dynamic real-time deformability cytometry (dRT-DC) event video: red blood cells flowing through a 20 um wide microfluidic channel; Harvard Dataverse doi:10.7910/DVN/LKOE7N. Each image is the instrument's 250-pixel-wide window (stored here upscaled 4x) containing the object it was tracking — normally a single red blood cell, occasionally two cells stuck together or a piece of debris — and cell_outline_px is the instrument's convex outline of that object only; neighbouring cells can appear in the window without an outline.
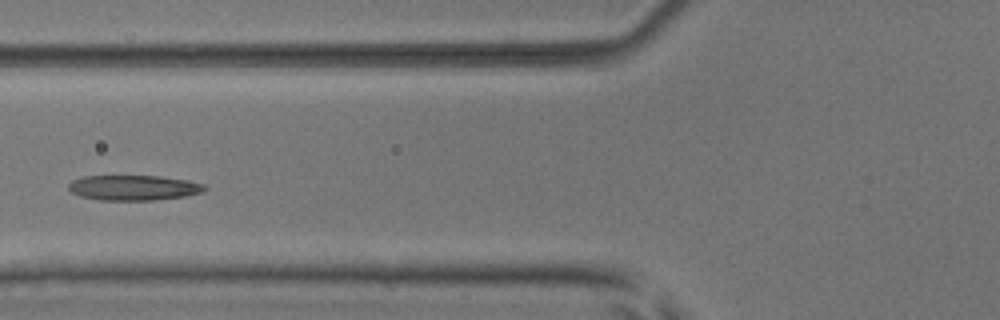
{"species": "common noctule bat (a hibernating species)", "species_latin": "Nyctalus noctula", "temperature_condition": "room temperature", "stored_images_in_passage": 4, "camera_frame_rate_fps": 3000, "um_per_image_px": 0.085, "animal": {"sex": "male", "body_mass_g": 17.9, "forearm_length_mm": 54.2}, "frame": {"image": 1, "passage_image": 4, "time_ms": 4.333, "image_size_px": [1000, 320], "cell_outline_px": [[208, 188], [200, 192], [184, 196], [152, 200], [100, 200], [80, 196], [72, 192], [68, 188], [68, 184], [72, 180], [84, 176], [160, 176], [188, 180], [204, 184]], "centroid_in_image_um": [11.34, 15.95], "position_along_channel_um": 114.5, "area_um2": 19.88}}